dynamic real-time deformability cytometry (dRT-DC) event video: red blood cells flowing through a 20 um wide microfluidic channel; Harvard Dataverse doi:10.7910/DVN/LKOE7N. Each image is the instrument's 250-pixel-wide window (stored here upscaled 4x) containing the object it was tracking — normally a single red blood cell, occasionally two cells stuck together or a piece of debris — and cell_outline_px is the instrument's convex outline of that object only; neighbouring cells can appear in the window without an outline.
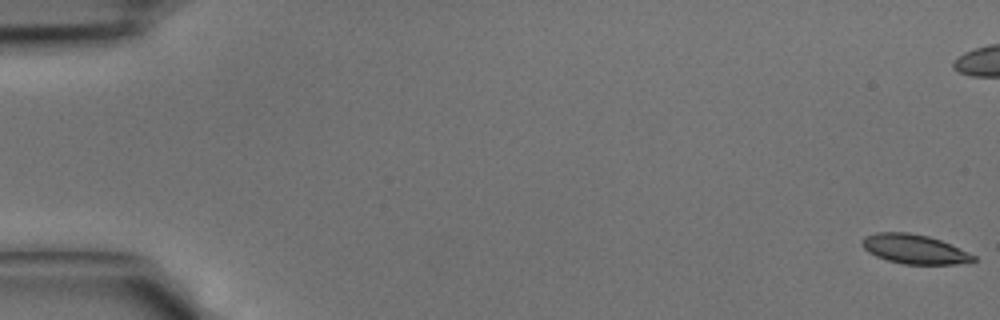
{"species": "common noctule bat (a hibernating species)", "species_latin": "Nyctalus noctula", "temperature_condition": "cold", "stored_images_in_passage": 44, "camera_frame_rate_fps": 3000, "um_per_image_px": 0.085, "animal": {"sex": "male", "body_mass_g": 15.6}, "frame": {"image": 1, "passage_image": 1, "time_ms": 0.0, "image_size_px": [1000, 320], "cell_outline_px": [[976, 260], [956, 264], [904, 264], [888, 260], [876, 256], [868, 252], [860, 244], [860, 240], [864, 236], [876, 232], [908, 232], [928, 236], [940, 240], [976, 256]], "centroid_in_image_um": [77.66, 21.16], "position_along_channel_um": 7.3, "area_um2": 18.96}}